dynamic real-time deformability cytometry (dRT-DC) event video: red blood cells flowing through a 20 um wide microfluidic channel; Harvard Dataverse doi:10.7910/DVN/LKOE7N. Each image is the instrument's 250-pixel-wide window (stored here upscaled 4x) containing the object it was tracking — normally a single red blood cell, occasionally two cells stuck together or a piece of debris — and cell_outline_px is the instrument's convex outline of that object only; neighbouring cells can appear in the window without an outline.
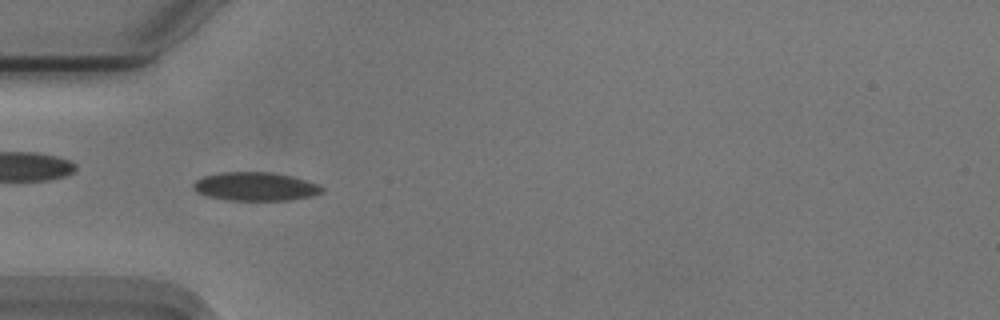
{"species": "Egyptian fruit bat (a non-hibernating species)", "species_latin": "Rousettus aegyptiacus", "temperature_condition": "cold", "stored_images_in_passage": 51, "camera_frame_rate_fps": 3000, "um_per_image_px": 0.085, "animal": {"sex": "male"}, "frame": {"image": 1, "passage_image": 13, "time_ms": 4.0, "image_size_px": [1000, 320], "cell_outline_px": [[324, 192], [312, 196], [288, 200], [228, 200], [204, 196], [196, 192], [192, 188], [192, 184], [196, 180], [204, 176], [224, 172], [272, 172], [292, 176], [320, 184], [324, 188]], "centroid_in_image_um": [21.71, 15.85], "position_along_channel_um": 63.3, "area_um2": 21.62}}
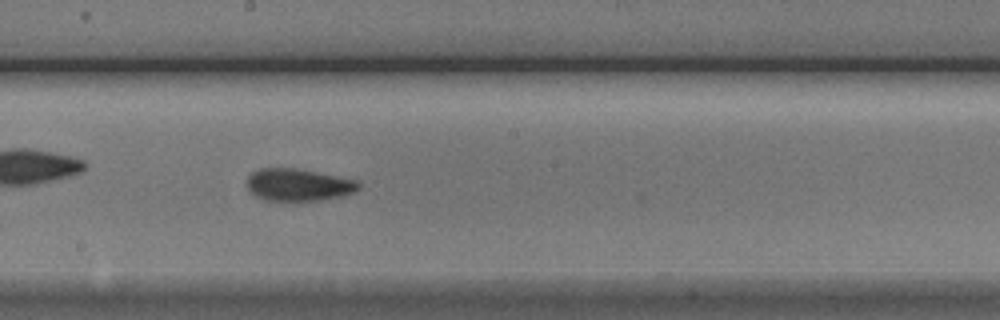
{"frame": {"image": 2, "passage_image": 26, "time_ms": 8.333, "image_size_px": [1000, 320], "cell_outline_px": [[360, 188], [352, 192], [340, 196], [316, 200], [264, 200], [256, 196], [248, 188], [248, 176], [252, 172], [260, 168], [292, 168], [336, 176], [356, 180], [360, 184]], "centroid_in_image_um": [25.33, 15.7], "position_along_channel_um": 222.9, "area_um2": 20.46}}
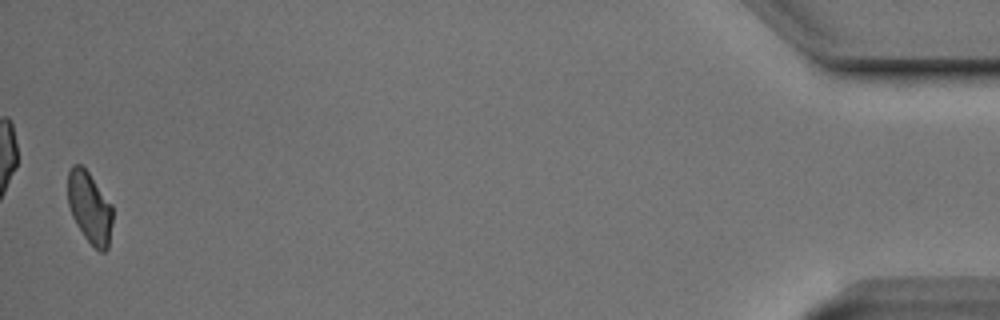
{"frame": {"image": 3, "passage_image": 50, "time_ms": 16.333, "image_size_px": [1000, 320], "cell_outline_px": [[112, 224], [108, 248], [104, 252], [100, 252], [84, 236], [76, 224], [72, 216], [68, 204], [68, 172], [72, 164], [80, 164], [88, 172], [112, 204]], "centroid_in_image_um": [7.62, 17.64], "position_along_channel_um": 427.6, "area_um2": 18.61}, "authors_computed_cell_mechanics": {"area_um2": 20.3456, "velocity_mm_per_s": 3.7178, "shape_relaxation_time_tau1_ms": 4.5723, "shape_relaxation_time_tau2_ms": 1.8131, "deformation_change_tau1": 0.1172, "deformation_change_tau2": 0.0638}}